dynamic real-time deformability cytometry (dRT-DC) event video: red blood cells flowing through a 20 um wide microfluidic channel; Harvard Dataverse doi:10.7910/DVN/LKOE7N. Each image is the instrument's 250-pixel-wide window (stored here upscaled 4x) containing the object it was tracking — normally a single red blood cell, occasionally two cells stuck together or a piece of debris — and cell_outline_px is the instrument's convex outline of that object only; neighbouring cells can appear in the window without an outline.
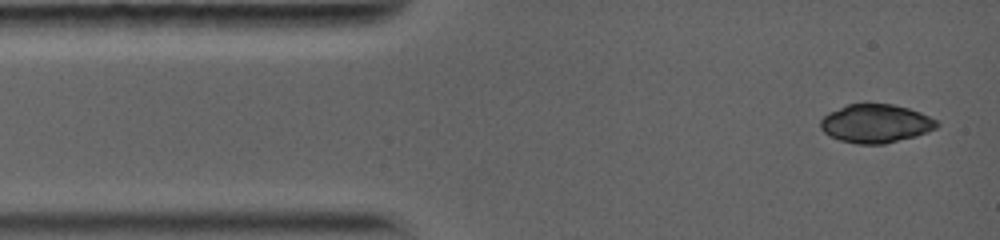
{"species": "common noctule bat (a hibernating species)", "species_latin": "Nyctalus noctula", "temperature_condition": "warm", "stored_images_in_passage": 3, "camera_frame_rate_fps": 5000, "um_per_image_px": 0.085, "animal": {"sex": "female", "body_mass_g": 19.0, "forearm_length_mm": 56.7}, "frame": {"image": 1, "passage_image": 1, "time_ms": 0.0, "image_size_px": [1000, 240], "cell_outline_px": [[940, 124], [936, 128], [928, 132], [916, 136], [884, 144], [856, 144], [840, 140], [824, 132], [820, 128], [820, 120], [828, 112], [848, 104], [892, 104], [908, 108], [920, 112], [936, 120]], "centroid_in_image_um": [74.44, 10.5], "position_along_channel_um": 10.6, "area_um2": 26.07}}